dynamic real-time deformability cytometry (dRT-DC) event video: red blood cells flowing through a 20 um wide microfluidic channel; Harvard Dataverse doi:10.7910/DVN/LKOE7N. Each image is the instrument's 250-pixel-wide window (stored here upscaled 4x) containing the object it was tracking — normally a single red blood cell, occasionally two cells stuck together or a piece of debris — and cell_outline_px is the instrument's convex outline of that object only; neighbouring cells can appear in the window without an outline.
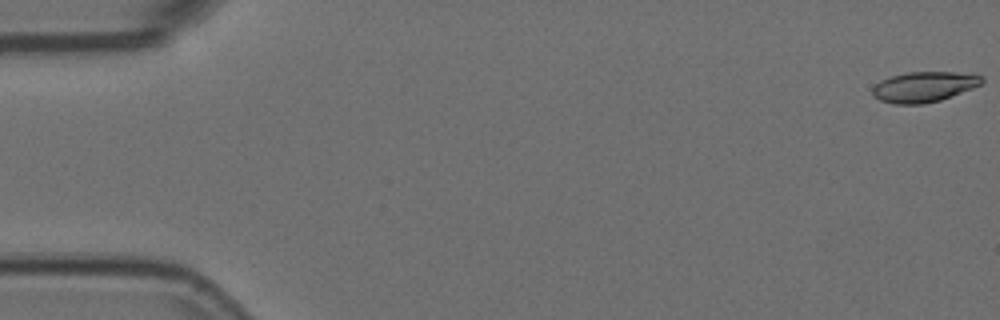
{"species": "Egyptian fruit bat (a non-hibernating species)", "species_latin": "Rousettus aegyptiacus", "temperature_condition": "room temperature", "stored_images_in_passage": 11, "camera_frame_rate_fps": 3000, "um_per_image_px": 0.085, "animal": {"sex": "female"}, "frame": {"image": 1, "passage_image": 1, "time_ms": 0.0, "image_size_px": [1000, 320], "cell_outline_px": [[984, 80], [980, 84], [972, 88], [940, 100], [920, 104], [896, 104], [880, 100], [872, 96], [872, 88], [880, 80], [892, 76], [908, 72], [956, 72], [984, 76]], "centroid_in_image_um": [78.51, 7.37], "position_along_channel_um": 6.5, "area_um2": 19.19}}
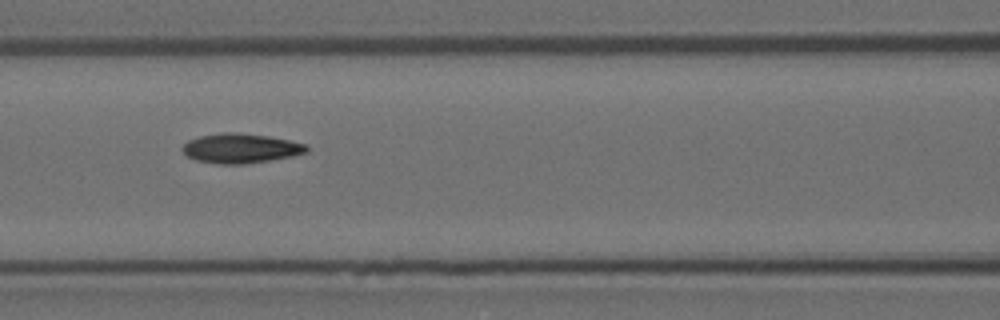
{"frame": {"image": 2, "passage_image": 7, "time_ms": 2.0, "image_size_px": [1000, 320], "cell_outline_px": [[308, 152], [292, 156], [244, 164], [220, 164], [196, 160], [188, 156], [180, 148], [188, 140], [200, 136], [220, 132], [236, 132], [268, 136], [308, 144]], "centroid_in_image_um": [20.45, 12.6], "position_along_channel_um": 146.1, "area_um2": 21.39}}
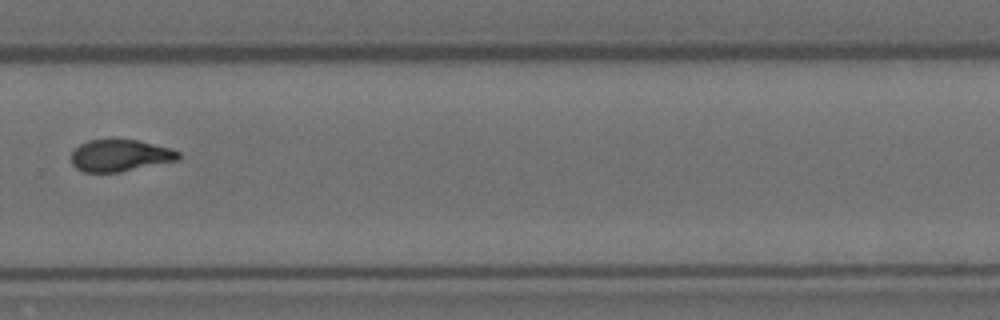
{"frame": {"image": 3, "passage_image": 11, "time_ms": 3.333, "image_size_px": [1000, 320], "cell_outline_px": [[180, 160], [120, 172], [84, 172], [76, 168], [72, 164], [72, 152], [80, 144], [88, 140], [112, 136], [140, 140], [172, 148], [180, 152]], "centroid_in_image_um": [10.23, 13.17], "position_along_channel_um": 319.6, "area_um2": 20.75}}